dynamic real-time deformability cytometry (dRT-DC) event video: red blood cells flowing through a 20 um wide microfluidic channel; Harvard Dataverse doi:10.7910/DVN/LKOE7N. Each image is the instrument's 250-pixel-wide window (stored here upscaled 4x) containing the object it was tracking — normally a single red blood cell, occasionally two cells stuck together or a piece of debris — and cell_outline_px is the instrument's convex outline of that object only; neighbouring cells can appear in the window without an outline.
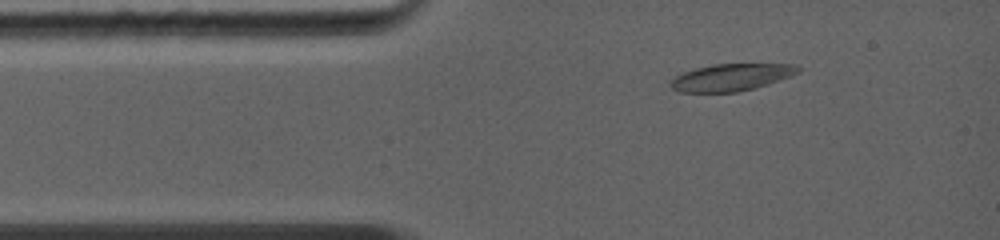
{"species": "common noctule bat (a hibernating species)", "species_latin": "Nyctalus noctula", "temperature_condition": "warm", "stored_images_in_passage": 22, "camera_frame_rate_fps": 5000, "um_per_image_px": 0.085, "animal": {"sex": "female", "body_mass_g": 19.0, "forearm_length_mm": 56.7}, "frame": {"image": 1, "passage_image": 3, "time_ms": 1.2, "image_size_px": [1000, 240], "cell_outline_px": [[804, 68], [800, 72], [792, 76], [756, 88], [736, 92], [680, 92], [672, 88], [668, 84], [676, 76], [684, 72], [696, 68], [712, 64], [796, 64]], "centroid_in_image_um": [62.22, 6.57], "position_along_channel_um": 22.8, "area_um2": 20.29}}
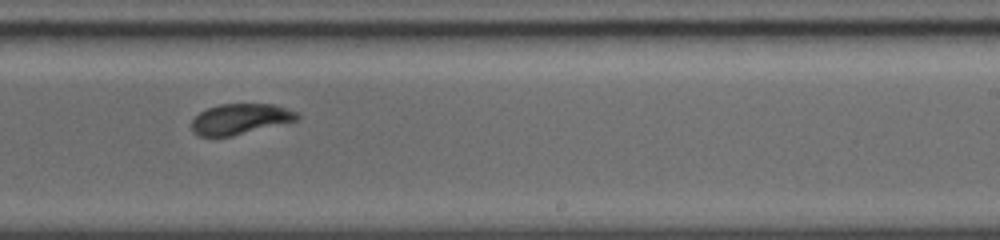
{"frame": {"image": 2, "passage_image": 13, "time_ms": 7.4, "image_size_px": [1000, 240], "cell_outline_px": [[300, 116], [296, 120], [232, 136], [196, 136], [192, 132], [192, 120], [200, 112], [208, 108], [220, 104], [276, 104], [300, 112]], "centroid_in_image_um": [20.43, 10.11], "position_along_channel_um": 268.6, "area_um2": 18.79}}
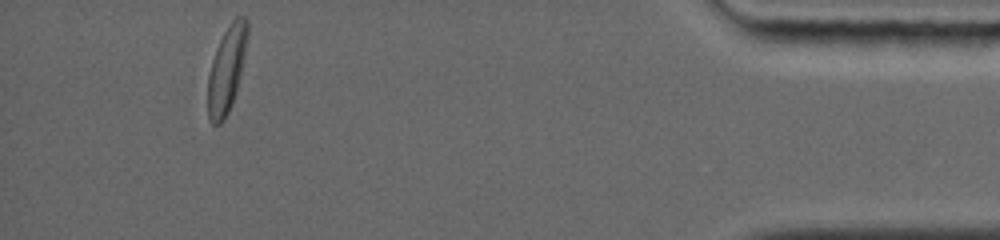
{"frame": {"image": 3, "passage_image": 22, "time_ms": 12.4, "image_size_px": [1000, 240], "cell_outline_px": [[248, 36], [244, 60], [236, 92], [232, 104], [224, 120], [220, 124], [212, 124], [208, 120], [208, 76], [212, 60], [216, 48], [224, 32], [232, 20], [236, 16], [244, 16], [248, 20]], "centroid_in_image_um": [19.28, 5.9], "position_along_channel_um": 415.9, "area_um2": 20.0}, "authors_computed_cell_mechanics": {"area_um2": 20.0855, "velocity_mm_per_s": 4.4173, "shape_relaxation_time_tau1_ms": 2.3283, "shape_relaxation_time_tau2_ms": 1.9969, "deformation_change_tau1": 0.0977, "deformation_change_tau2": 0.0565}}